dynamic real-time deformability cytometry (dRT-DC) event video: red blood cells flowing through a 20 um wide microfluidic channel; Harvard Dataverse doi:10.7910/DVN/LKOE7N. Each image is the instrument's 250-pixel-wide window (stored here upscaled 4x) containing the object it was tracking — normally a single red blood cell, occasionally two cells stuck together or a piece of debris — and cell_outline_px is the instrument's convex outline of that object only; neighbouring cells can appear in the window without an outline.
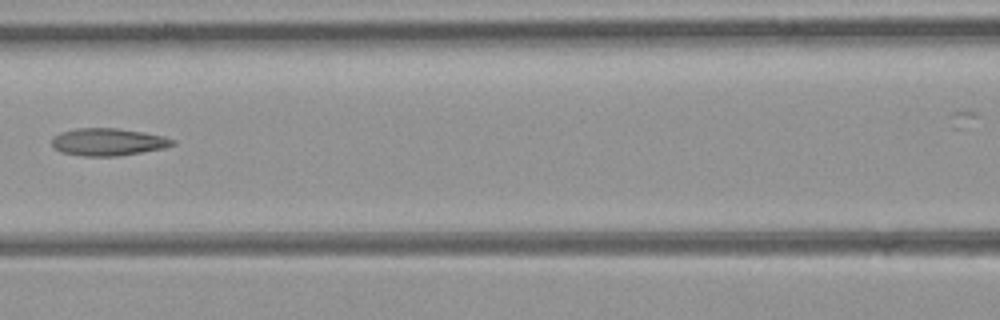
{"species": "common noctule bat (a hibernating species)", "species_latin": "Nyctalus noctula", "temperature_condition": "room temperature", "stored_images_in_passage": 8, "segment_of_instrument_passage": [1, 2], "camera_frame_rate_fps": 3000, "um_per_image_px": 0.085, "animal": {"sex": "female", "body_mass_g": 21.9}, "frame": {"image": 1, "passage_image": 6, "time_ms": 1.667, "image_size_px": [1000, 320], "cell_outline_px": [[176, 144], [164, 148], [116, 156], [84, 156], [60, 152], [52, 144], [52, 140], [60, 132], [76, 128], [116, 128], [164, 136], [176, 140]], "centroid_in_image_um": [9.2, 12.06], "position_along_channel_um": 157.4, "area_um2": 19.07}}
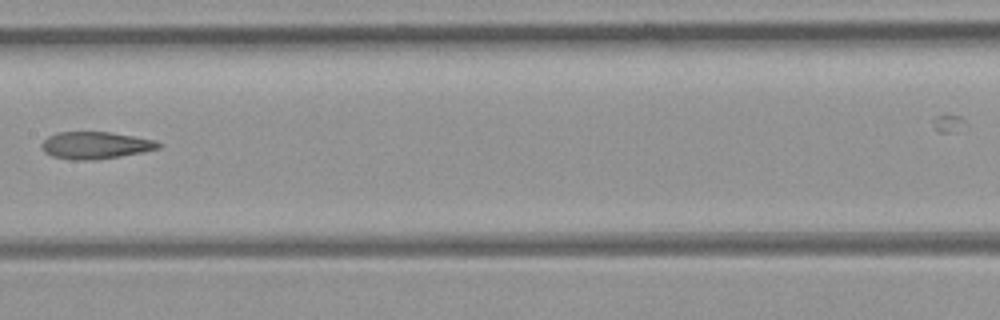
{"frame": {"image": 2, "passage_image": 7, "time_ms": 2.0, "image_size_px": [1000, 320], "cell_outline_px": [[164, 144], [160, 148], [144, 152], [120, 156], [92, 160], [72, 160], [52, 156], [44, 152], [40, 144], [48, 136], [56, 132], [108, 132], [156, 140]], "centroid_in_image_um": [8.12, 12.35], "position_along_channel_um": 199.3, "area_um2": 18.55}}